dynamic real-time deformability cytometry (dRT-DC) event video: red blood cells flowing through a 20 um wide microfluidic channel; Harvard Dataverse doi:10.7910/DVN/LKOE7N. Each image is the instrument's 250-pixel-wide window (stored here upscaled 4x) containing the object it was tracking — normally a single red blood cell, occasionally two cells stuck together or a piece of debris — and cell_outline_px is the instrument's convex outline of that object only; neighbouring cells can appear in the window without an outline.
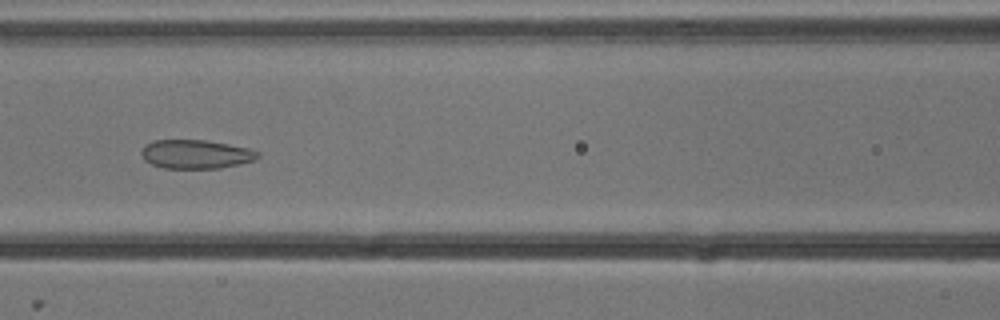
{"species": "common noctule bat (a hibernating species)", "species_latin": "Nyctalus noctula", "temperature_condition": "cold", "stored_images_in_passage": 9, "camera_frame_rate_fps": 3000, "um_per_image_px": 0.085, "animal": {"sex": "male", "body_mass_g": 13.3}, "frame": {"image": 1, "passage_image": 6, "time_ms": 1.667, "image_size_px": [1000, 320], "cell_outline_px": [[260, 156], [256, 160], [240, 164], [220, 168], [164, 168], [152, 164], [144, 160], [140, 152], [144, 144], [152, 140], [204, 140], [228, 144], [248, 148], [260, 152]], "centroid_in_image_um": [16.64, 13.1], "position_along_channel_um": 150.0, "area_um2": 19.71}}
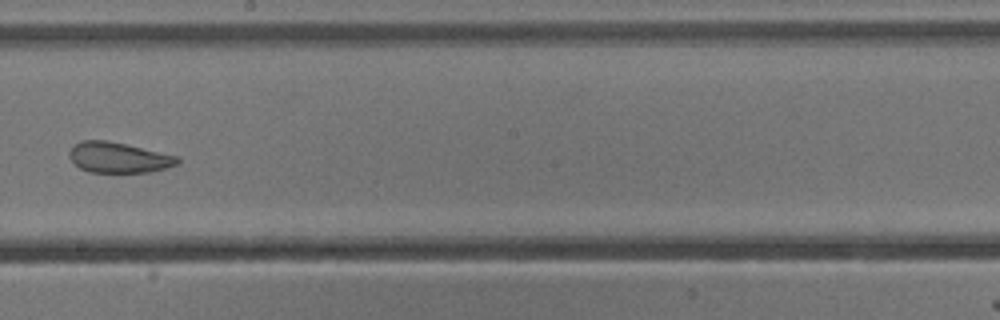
{"frame": {"image": 2, "passage_image": 8, "time_ms": 2.333, "image_size_px": [1000, 320], "cell_outline_px": [[180, 164], [148, 172], [88, 172], [80, 168], [68, 156], [68, 152], [76, 144], [84, 140], [108, 140], [180, 156]], "centroid_in_image_um": [10.11, 13.39], "position_along_channel_um": 238.1, "area_um2": 19.25}}
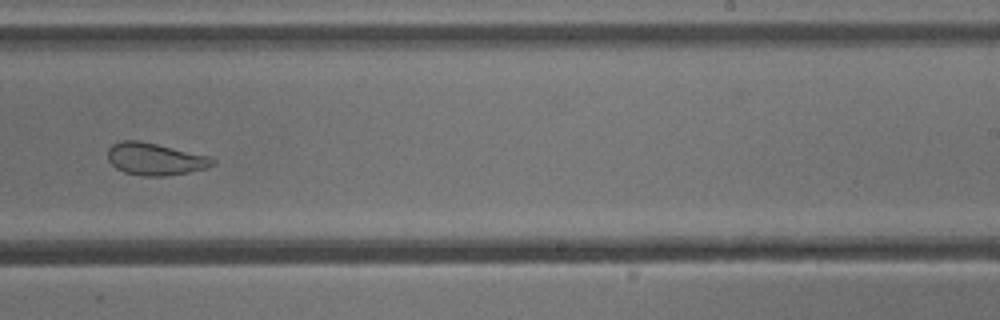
{"frame": {"image": 3, "passage_image": 9, "time_ms": 2.667, "image_size_px": [1000, 320], "cell_outline_px": [[216, 164], [208, 168], [188, 172], [164, 176], [144, 176], [124, 172], [116, 168], [108, 160], [108, 148], [112, 144], [120, 140], [140, 140], [212, 156], [216, 160]], "centroid_in_image_um": [13.22, 13.5], "position_along_channel_um": 275.8, "area_um2": 20.0}}